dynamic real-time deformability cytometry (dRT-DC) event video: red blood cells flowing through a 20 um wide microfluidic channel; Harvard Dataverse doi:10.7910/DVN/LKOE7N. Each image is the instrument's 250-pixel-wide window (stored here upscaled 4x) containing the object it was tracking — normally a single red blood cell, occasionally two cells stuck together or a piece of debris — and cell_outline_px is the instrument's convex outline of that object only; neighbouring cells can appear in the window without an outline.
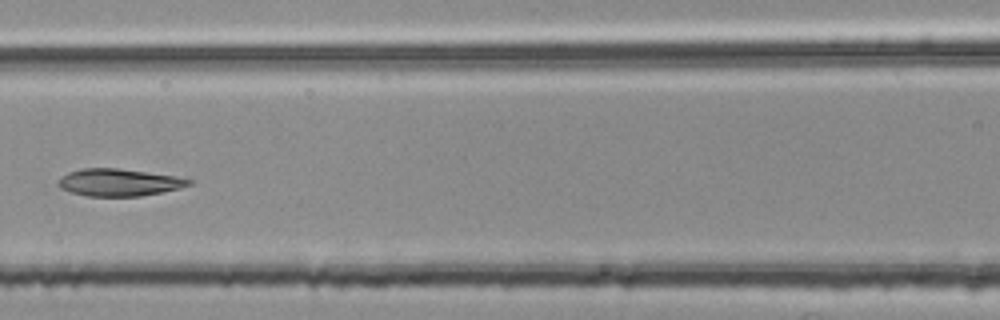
{"species": "common noctule bat (a hibernating species)", "species_latin": "Nyctalus noctula", "temperature_condition": "room temperature", "stored_images_in_passage": 6, "segment_of_instrument_passage": [2, 2], "camera_frame_rate_fps": 3000, "um_per_image_px": 0.085, "animal": {"sex": "female", "body_mass_g": 25.1}, "frame": {"image": 1, "passage_image": 6, "time_ms": 1.667, "image_size_px": [1000, 320], "cell_outline_px": [[196, 180], [192, 184], [180, 188], [140, 196], [88, 196], [72, 192], [60, 188], [56, 184], [60, 176], [68, 172], [80, 168], [116, 168], [176, 176]], "centroid_in_image_um": [10.1, 15.5], "position_along_channel_um": 156.5, "area_um2": 20.81}}